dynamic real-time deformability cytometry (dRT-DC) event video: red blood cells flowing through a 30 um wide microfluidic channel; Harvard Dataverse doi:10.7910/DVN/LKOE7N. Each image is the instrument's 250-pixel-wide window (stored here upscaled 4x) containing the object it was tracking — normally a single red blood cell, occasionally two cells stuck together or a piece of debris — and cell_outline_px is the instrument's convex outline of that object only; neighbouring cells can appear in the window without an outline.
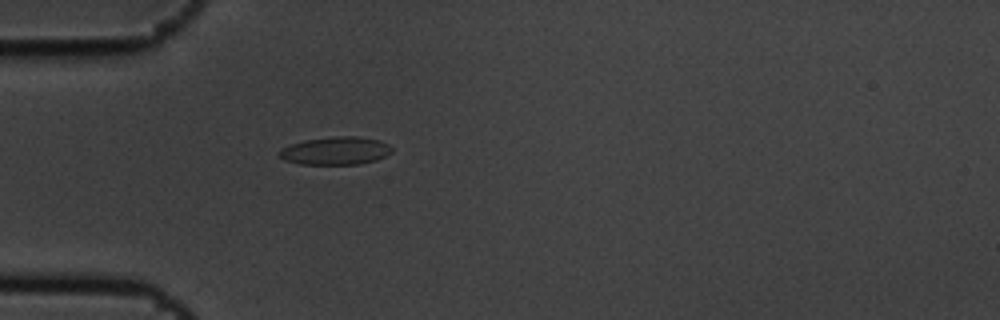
{"species": "common noctule bat (a hibernating species)", "species_latin": "Nyctalus noctula", "temperature_condition": "cold", "stored_images_in_passage": 1, "camera_frame_rate_fps": 3000, "um_per_image_px": 0.085, "animal": {"sex": "male", "body_mass_g": 19.5, "forearm_length_mm": 54.6}, "frame": {"image": 1, "passage_image": 1, "time_ms": 0.0, "image_size_px": [1000, 320], "cell_outline_px": [[392, 152], [376, 160], [360, 164], [300, 164], [284, 160], [280, 156], [280, 152], [284, 148], [292, 144], [304, 140], [336, 136], [356, 136], [380, 140], [388, 144], [392, 148]], "centroid_in_image_um": [28.57, 12.81], "position_along_channel_um": 56.4, "area_um2": 18.15}}